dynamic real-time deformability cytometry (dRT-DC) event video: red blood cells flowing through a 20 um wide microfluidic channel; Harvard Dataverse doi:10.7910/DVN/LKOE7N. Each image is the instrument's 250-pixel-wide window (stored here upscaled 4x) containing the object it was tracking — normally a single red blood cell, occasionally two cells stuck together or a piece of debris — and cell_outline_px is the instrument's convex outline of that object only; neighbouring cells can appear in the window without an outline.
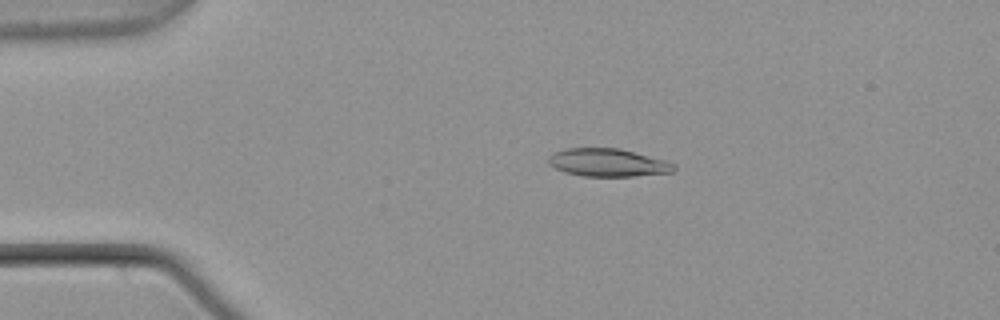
{"species": "common noctule bat (a hibernating species)", "species_latin": "Nyctalus noctula", "temperature_condition": "warm", "stored_images_in_passage": 55, "camera_frame_rate_fps": 3000, "um_per_image_px": 0.085, "animal": {"sex": "male", "body_mass_g": 21.5, "forearm_length_mm": 52.0}, "frame": {"image": 1, "passage_image": 12, "time_ms": 3.667, "image_size_px": [1000, 320], "cell_outline_px": [[676, 168], [672, 172], [632, 176], [584, 176], [564, 172], [548, 164], [548, 156], [552, 152], [564, 148], [620, 148], [668, 160], [676, 164]], "centroid_in_image_um": [51.67, 13.81], "position_along_channel_um": 33.3, "area_um2": 20.69}}
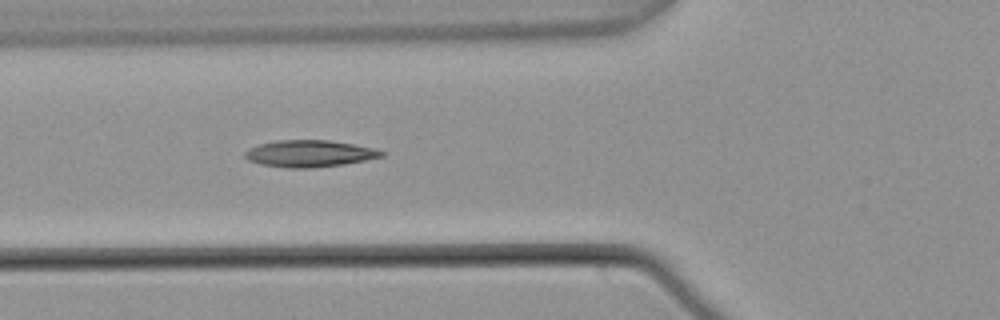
{"frame": {"image": 2, "passage_image": 21, "time_ms": 6.667, "image_size_px": [1000, 320], "cell_outline_px": [[384, 156], [344, 164], [312, 168], [288, 168], [260, 164], [248, 160], [244, 156], [244, 152], [248, 148], [260, 144], [276, 140], [328, 140], [376, 148], [384, 152]], "centroid_in_image_um": [26.28, 13.05], "position_along_channel_um": 99.5, "area_um2": 21.33}}
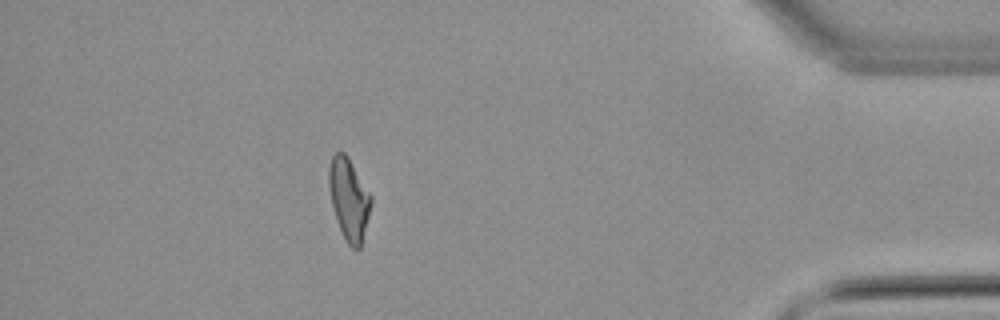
{"frame": {"image": 3, "passage_image": 49, "time_ms": 16.0, "image_size_px": [1000, 320], "cell_outline_px": [[372, 204], [360, 248], [356, 252], [348, 244], [336, 220], [332, 204], [328, 184], [328, 168], [332, 156], [336, 152], [344, 152], [348, 156], [372, 196]], "centroid_in_image_um": [29.66, 16.91], "position_along_channel_um": 405.5, "area_um2": 20.11}, "authors_computed_cell_mechanics": {"area_um2": 20.4034, "velocity_mm_per_s": 3.7992, "shape_relaxation_time_tau1_ms": null, "shape_relaxation_time_tau2_ms": 2.5784, "deformation_change_tau1": null, "deformation_change_tau2": 0.1156}}